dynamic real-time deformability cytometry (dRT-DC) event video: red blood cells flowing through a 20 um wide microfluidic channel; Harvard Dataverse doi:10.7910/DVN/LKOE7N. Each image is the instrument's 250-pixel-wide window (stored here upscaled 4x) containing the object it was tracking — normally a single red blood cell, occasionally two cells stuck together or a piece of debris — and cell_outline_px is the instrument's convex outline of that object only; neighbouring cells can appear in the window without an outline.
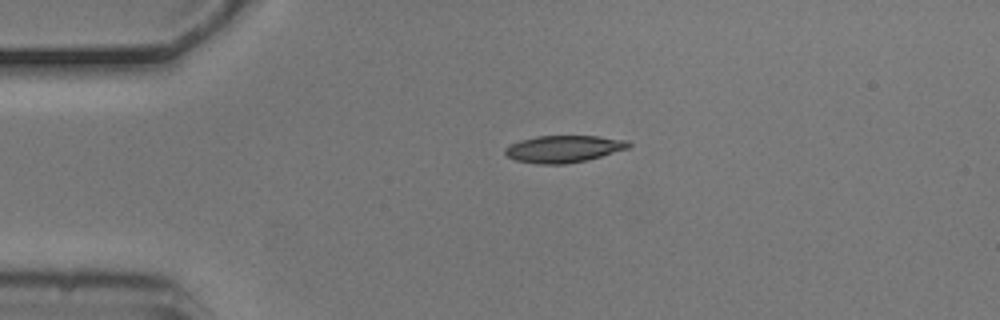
{"species": "common noctule bat (a hibernating species)", "species_latin": "Nyctalus noctula", "temperature_condition": "cold", "stored_images_in_passage": 3, "camera_frame_rate_fps": 3000, "um_per_image_px": 0.085, "animal": {"sex": "male", "body_mass_g": 20.5, "forearm_length_mm": 52.5}, "frame": {"image": 1, "passage_image": 1, "time_ms": 0.0, "image_size_px": [1000, 320], "cell_outline_px": [[632, 144], [628, 148], [588, 160], [564, 164], [536, 164], [516, 160], [508, 156], [504, 152], [504, 148], [520, 140], [536, 136], [596, 136], [628, 140]], "centroid_in_image_um": [47.91, 12.66], "position_along_channel_um": 37.1, "area_um2": 19.42}}